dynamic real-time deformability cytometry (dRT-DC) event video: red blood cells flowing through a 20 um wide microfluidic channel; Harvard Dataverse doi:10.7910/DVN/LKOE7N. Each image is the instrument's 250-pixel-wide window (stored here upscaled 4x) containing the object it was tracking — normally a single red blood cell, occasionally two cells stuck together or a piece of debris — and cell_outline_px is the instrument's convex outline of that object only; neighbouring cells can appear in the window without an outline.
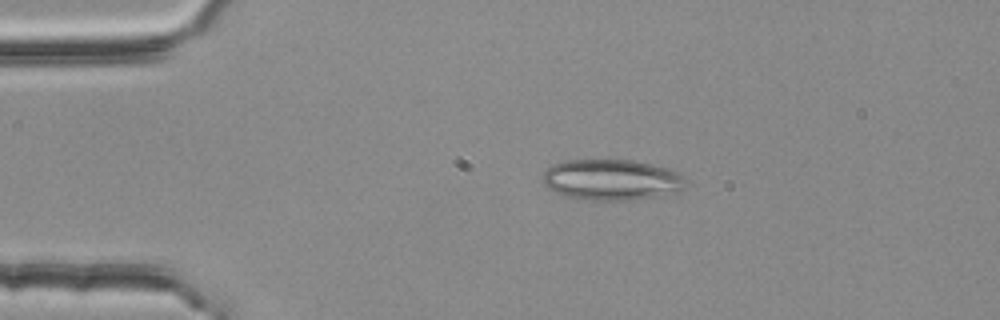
{"species": "common noctule bat (a hibernating species)", "species_latin": "Nyctalus noctula", "temperature_condition": "room temperature", "stored_images_in_passage": 3, "camera_frame_rate_fps": 3000, "um_per_image_px": 0.085, "animal": {"sex": "female", "body_mass_g": 25.1}, "frame": {"image": 1, "passage_image": 1, "time_ms": 0.0, "image_size_px": [1000, 320], "cell_outline_px": [[692, 184], [676, 192], [632, 200], [584, 200], [564, 196], [548, 188], [544, 184], [544, 172], [552, 164], [564, 160], [632, 160], [672, 168]], "centroid_in_image_um": [52.03, 15.28], "position_along_channel_um": 33.0, "area_um2": 34.39}}